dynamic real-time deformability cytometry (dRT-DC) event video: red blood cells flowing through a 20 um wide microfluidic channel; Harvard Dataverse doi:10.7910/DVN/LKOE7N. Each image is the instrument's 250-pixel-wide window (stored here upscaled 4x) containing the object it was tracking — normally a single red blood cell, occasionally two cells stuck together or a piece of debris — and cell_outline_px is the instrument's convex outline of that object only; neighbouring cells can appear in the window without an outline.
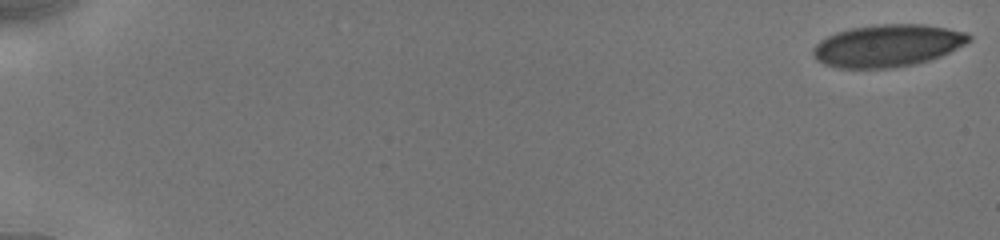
{"species": "human", "species_latin": "Homo sapiens", "temperature_condition": "cold", "stored_images_in_passage": 46, "camera_frame_rate_fps": 3000, "um_per_image_px": 0.085, "donor": {"sex": "male"}, "frame": {"image": 1, "passage_image": 1, "time_ms": 0.0, "image_size_px": [1000, 240], "cell_outline_px": [[972, 40], [940, 56], [916, 64], [892, 68], [840, 68], [824, 64], [816, 60], [812, 52], [812, 48], [820, 40], [836, 32], [848, 28], [880, 24], [924, 24], [948, 28], [968, 32], [972, 36]], "centroid_in_image_um": [75.43, 3.87], "position_along_channel_um": 9.6, "area_um2": 38.55}}
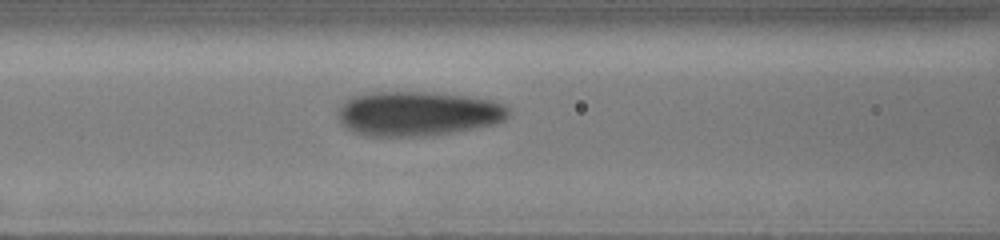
{"frame": {"image": 2, "passage_image": 17, "time_ms": 8.0, "image_size_px": [1000, 240], "cell_outline_px": [[508, 116], [504, 120], [492, 124], [448, 132], [424, 136], [364, 136], [352, 132], [340, 124], [340, 108], [352, 96], [372, 92], [432, 92], [468, 96], [492, 100], [504, 104], [508, 108]], "centroid_in_image_um": [35.49, 9.65], "position_along_channel_um": 131.1, "area_um2": 43.93}}
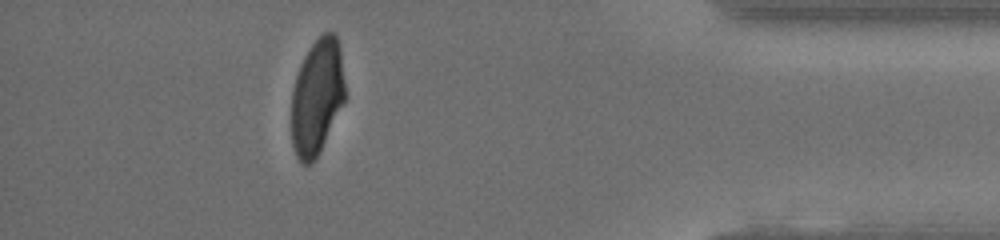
{"frame": {"image": 3, "passage_image": 39, "time_ms": 16.0, "image_size_px": [1000, 240], "cell_outline_px": [[348, 96], [316, 156], [308, 164], [300, 164], [296, 156], [292, 144], [292, 88], [300, 64], [304, 56], [312, 44], [324, 32], [332, 32], [336, 36], [340, 44]], "centroid_in_image_um": [26.98, 8.18], "position_along_channel_um": 408.2, "area_um2": 36.47}, "authors_computed_cell_mechanics": {"area_um2": 40.0843, "velocity_mm_per_s": 3.916, "shape_relaxation_time_tau1_ms": 5.9649, "shape_relaxation_time_tau2_ms": 0.6883, "deformation_change_tau1": 0.1469, "deformation_change_tau2": 0.0478}}